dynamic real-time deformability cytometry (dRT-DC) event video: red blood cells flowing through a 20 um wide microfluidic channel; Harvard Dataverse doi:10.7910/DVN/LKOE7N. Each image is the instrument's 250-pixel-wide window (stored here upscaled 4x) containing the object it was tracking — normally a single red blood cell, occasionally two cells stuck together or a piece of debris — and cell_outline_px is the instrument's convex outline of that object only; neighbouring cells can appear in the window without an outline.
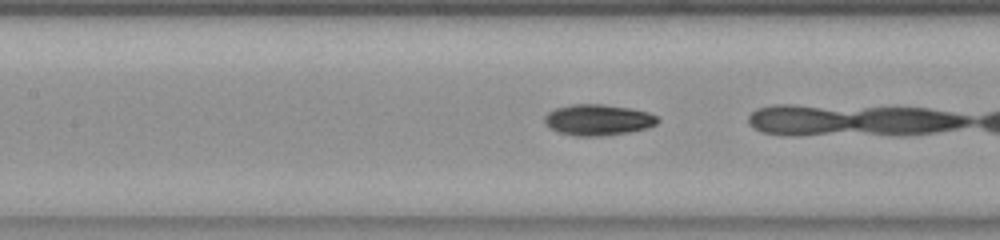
{"species": "common noctule bat (a hibernating species)", "species_latin": "Nyctalus noctula", "temperature_condition": "room temperature", "stored_images_in_passage": 22, "camera_frame_rate_fps": 3000, "um_per_image_px": 0.085, "animal": {"sex": "female", "body_mass_g": 23.0, "forearm_length_mm": 53.4}, "frame": {"image": 1, "passage_image": 20, "time_ms": 6.333, "image_size_px": [1000, 240], "cell_outline_px": [[660, 120], [656, 124], [648, 128], [628, 132], [600, 136], [576, 136], [556, 132], [548, 128], [544, 124], [544, 116], [548, 112], [556, 108], [572, 104], [604, 104], [632, 108], [648, 112], [656, 116]], "centroid_in_image_um": [50.8, 10.19], "position_along_channel_um": 156.6, "area_um2": 20.69}}